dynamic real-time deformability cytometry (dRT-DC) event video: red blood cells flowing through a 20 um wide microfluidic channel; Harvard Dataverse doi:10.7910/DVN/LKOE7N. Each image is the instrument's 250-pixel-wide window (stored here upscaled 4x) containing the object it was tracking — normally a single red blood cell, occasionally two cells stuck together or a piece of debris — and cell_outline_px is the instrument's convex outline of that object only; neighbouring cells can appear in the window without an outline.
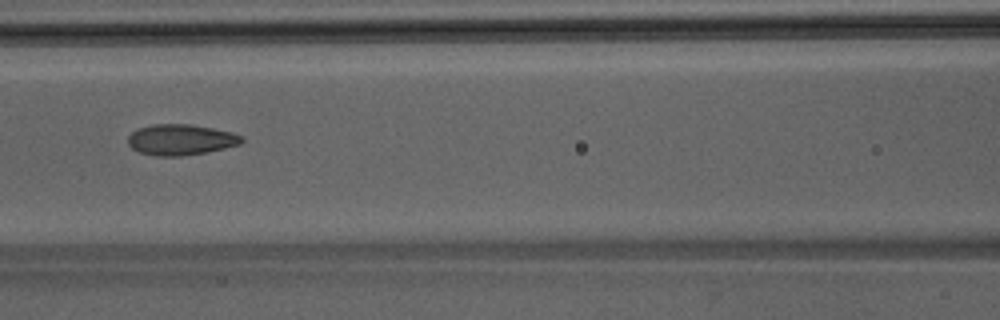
{"species": "Egyptian fruit bat (a non-hibernating species)", "species_latin": "Rousettus aegyptiacus", "temperature_condition": "room temperature", "stored_images_in_passage": 39, "camera_frame_rate_fps": 3000, "um_per_image_px": 0.085, "animal": {"sex": "male"}, "frame": {"image": 1, "passage_image": 12, "time_ms": 3.667, "image_size_px": [1000, 320], "cell_outline_px": [[244, 140], [240, 144], [224, 148], [204, 152], [180, 156], [156, 156], [140, 152], [132, 148], [128, 144], [128, 136], [132, 132], [140, 128], [152, 124], [188, 124], [212, 128], [232, 132], [244, 136]], "centroid_in_image_um": [15.37, 11.87], "position_along_channel_um": 151.2, "area_um2": 20.29}}
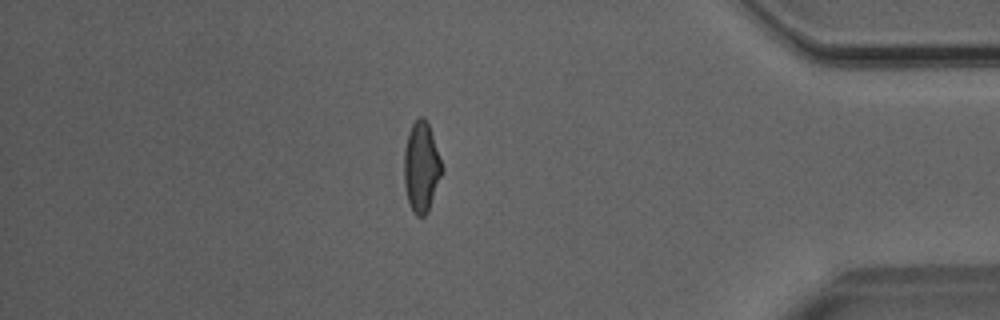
{"frame": {"image": 2, "passage_image": 32, "time_ms": 10.333, "image_size_px": [1000, 320], "cell_outline_px": [[444, 168], [428, 212], [424, 216], [416, 216], [408, 204], [404, 184], [404, 148], [408, 132], [412, 124], [420, 116], [424, 116], [428, 124]], "centroid_in_image_um": [35.8, 14.22], "position_along_channel_um": 399.4, "area_um2": 20.0}}
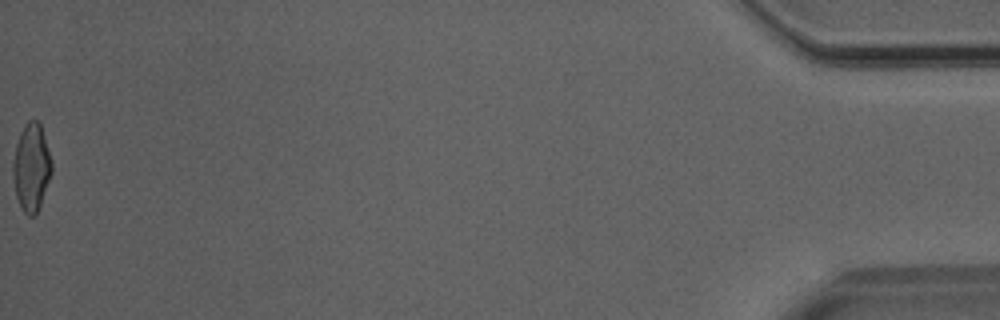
{"frame": {"image": 3, "passage_image": 39, "time_ms": 12.667, "image_size_px": [1000, 320], "cell_outline_px": [[52, 172], [40, 204], [36, 212], [32, 216], [28, 216], [20, 208], [16, 196], [12, 176], [12, 164], [16, 144], [20, 132], [24, 124], [28, 120], [36, 120], [40, 124], [52, 160]], "centroid_in_image_um": [2.65, 14.21], "position_along_channel_um": 432.6, "area_um2": 19.77}}